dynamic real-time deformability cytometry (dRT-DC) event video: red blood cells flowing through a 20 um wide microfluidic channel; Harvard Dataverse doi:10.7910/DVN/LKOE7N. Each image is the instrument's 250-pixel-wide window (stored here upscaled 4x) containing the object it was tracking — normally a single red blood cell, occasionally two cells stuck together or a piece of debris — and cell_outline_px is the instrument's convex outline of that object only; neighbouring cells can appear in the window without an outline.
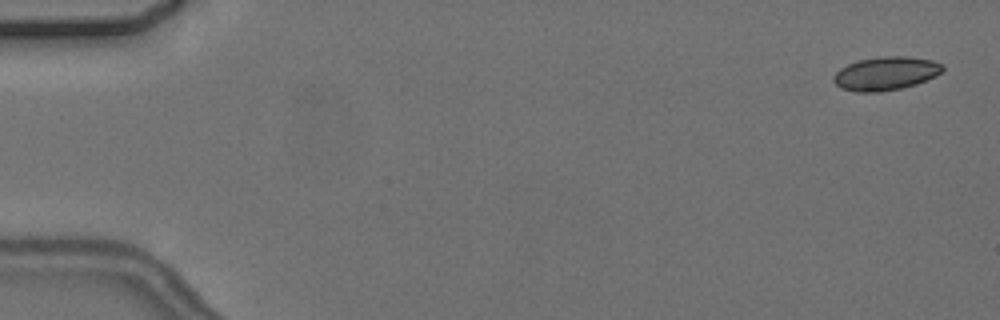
{"species": "common noctule bat (a hibernating species)", "species_latin": "Nyctalus noctula", "temperature_condition": "cold", "stored_images_in_passage": 6, "camera_frame_rate_fps": 3000, "um_per_image_px": 0.085, "animal": {"sex": "female", "body_mass_g": 24.6, "forearm_length_mm": 56.2}, "frame": {"image": 1, "passage_image": 1, "time_ms": 0.0, "image_size_px": [1000, 320], "cell_outline_px": [[944, 68], [936, 76], [916, 84], [900, 88], [880, 92], [856, 92], [840, 88], [832, 80], [832, 76], [840, 68], [848, 64], [860, 60], [884, 56], [908, 56], [932, 60], [944, 64]], "centroid_in_image_um": [75.28, 6.25], "position_along_channel_um": 9.7, "area_um2": 21.33}}
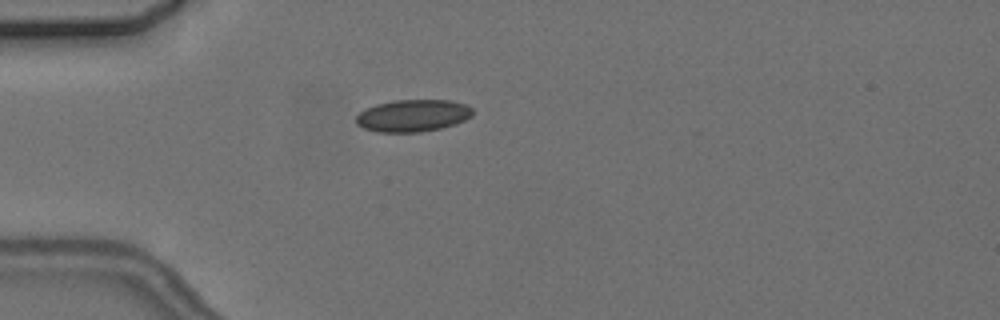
{"frame": {"image": 2, "passage_image": 5, "time_ms": 4.667, "image_size_px": [1000, 320], "cell_outline_px": [[472, 116], [464, 120], [440, 128], [420, 132], [376, 132], [364, 128], [356, 124], [356, 116], [360, 112], [376, 104], [396, 100], [448, 100], [468, 104], [472, 108]], "centroid_in_image_um": [35.09, 9.82], "position_along_channel_um": 49.9, "area_um2": 21.73}}